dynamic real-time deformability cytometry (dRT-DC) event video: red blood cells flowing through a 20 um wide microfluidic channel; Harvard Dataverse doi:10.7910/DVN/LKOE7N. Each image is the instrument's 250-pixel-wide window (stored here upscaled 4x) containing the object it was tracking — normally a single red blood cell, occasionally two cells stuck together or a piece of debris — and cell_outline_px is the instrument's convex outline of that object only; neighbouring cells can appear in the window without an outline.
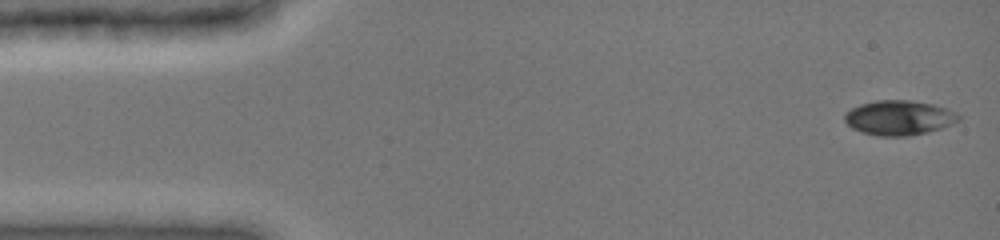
{"species": "common noctule bat (a hibernating species)", "species_latin": "Nyctalus noctula", "temperature_condition": "cold", "stored_images_in_passage": 15, "camera_frame_rate_fps": 3000, "um_per_image_px": 0.085, "animal": {"sex": "female", "body_mass_g": 19.0, "forearm_length_mm": 51.5}, "frame": {"image": 1, "passage_image": 1, "time_ms": 0.0, "image_size_px": [1000, 240], "cell_outline_px": [[960, 120], [952, 124], [928, 132], [908, 136], [880, 136], [860, 132], [852, 128], [844, 120], [844, 116], [852, 108], [860, 104], [876, 100], [912, 100], [932, 104], [956, 112], [960, 116]], "centroid_in_image_um": [76.42, 10.01], "position_along_channel_um": 8.6, "area_um2": 23.0}}
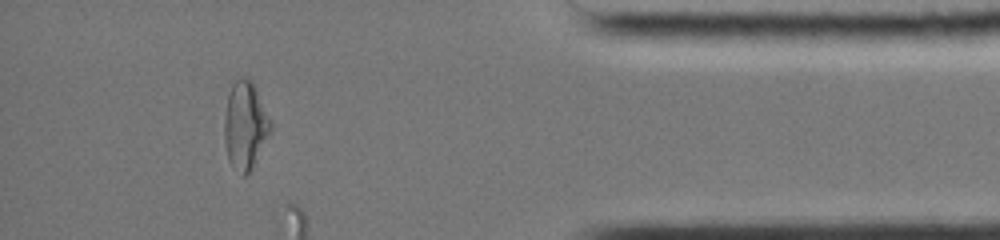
{"frame": {"image": 2, "passage_image": 14, "time_ms": 13.667, "image_size_px": [1000, 240], "cell_outline_px": [[272, 132], [252, 168], [244, 176], [240, 176], [228, 160], [224, 140], [224, 116], [228, 96], [232, 84], [236, 80], [244, 76], [248, 76], [252, 80], [272, 120]], "centroid_in_image_um": [20.86, 10.66], "position_along_channel_um": 414.3, "area_um2": 24.16}}